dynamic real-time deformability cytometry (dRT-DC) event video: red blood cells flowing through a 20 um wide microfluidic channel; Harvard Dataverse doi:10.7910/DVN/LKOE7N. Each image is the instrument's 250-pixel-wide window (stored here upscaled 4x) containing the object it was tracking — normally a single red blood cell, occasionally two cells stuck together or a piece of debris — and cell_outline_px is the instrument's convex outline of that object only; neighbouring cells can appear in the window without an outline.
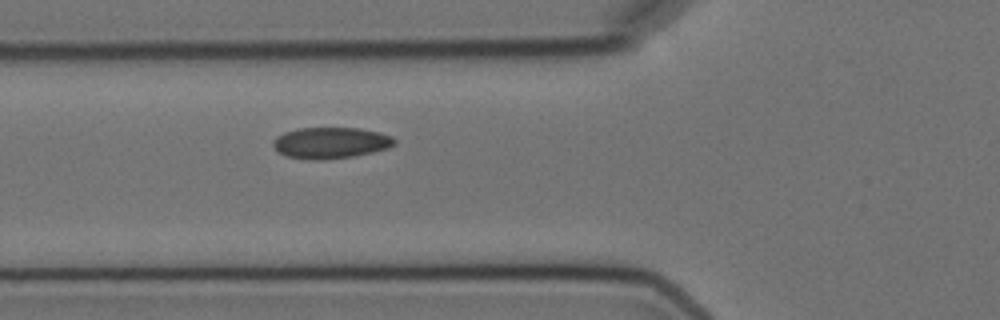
{"species": "Egyptian fruit bat (a non-hibernating species)", "species_latin": "Rousettus aegyptiacus", "temperature_condition": "cold", "stored_images_in_passage": 3, "camera_frame_rate_fps": 3000, "um_per_image_px": 0.085, "animal": {"sex": "female"}, "frame": {"image": 1, "passage_image": 3, "time_ms": 2.333, "image_size_px": [1000, 320], "cell_outline_px": [[396, 144], [388, 148], [372, 152], [352, 156], [324, 160], [312, 160], [284, 156], [276, 152], [272, 144], [272, 140], [276, 136], [284, 132], [296, 128], [360, 128], [380, 132], [392, 136], [396, 140]], "centroid_in_image_um": [28.07, 12.14], "position_along_channel_um": 97.7, "area_um2": 22.43}}